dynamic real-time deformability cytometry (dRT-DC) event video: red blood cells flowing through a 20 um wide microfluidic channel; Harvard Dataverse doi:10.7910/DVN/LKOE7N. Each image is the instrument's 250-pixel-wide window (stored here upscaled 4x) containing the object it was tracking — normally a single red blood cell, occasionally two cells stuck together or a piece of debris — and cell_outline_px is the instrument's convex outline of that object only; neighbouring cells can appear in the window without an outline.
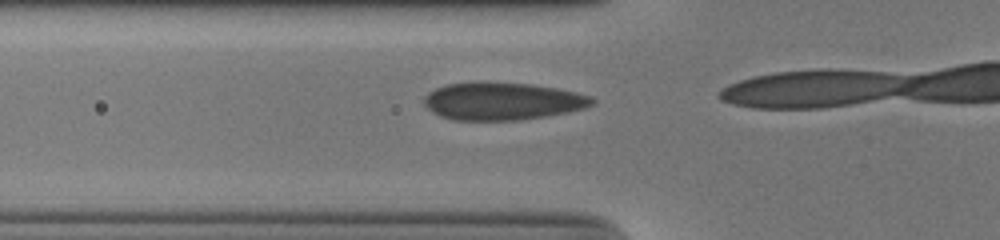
{"species": "human", "species_latin": "Homo sapiens", "temperature_condition": "cold", "stored_images_in_passage": 6, "camera_frame_rate_fps": 3000, "um_per_image_px": 0.085, "donor": {"sex": "male"}, "frame": {"image": 1, "passage_image": 4, "time_ms": 1.0, "image_size_px": [1000, 240], "cell_outline_px": [[596, 100], [592, 104], [584, 108], [568, 112], [520, 120], [452, 120], [440, 116], [432, 112], [424, 104], [424, 96], [428, 92], [444, 84], [532, 84], [556, 88], [592, 96]], "centroid_in_image_um": [42.7, 8.63], "position_along_channel_um": 83.1, "area_um2": 36.07}}